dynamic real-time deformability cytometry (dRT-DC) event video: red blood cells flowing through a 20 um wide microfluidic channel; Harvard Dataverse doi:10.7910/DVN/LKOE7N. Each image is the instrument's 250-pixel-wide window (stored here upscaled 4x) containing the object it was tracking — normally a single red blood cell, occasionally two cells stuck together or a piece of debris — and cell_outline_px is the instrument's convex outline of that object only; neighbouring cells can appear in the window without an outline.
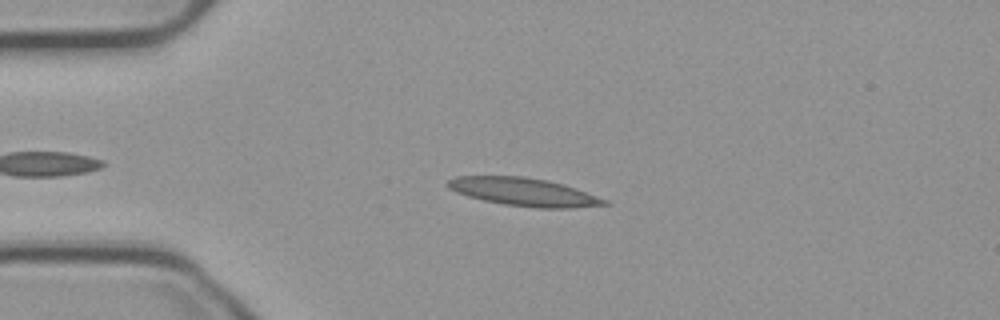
{"species": "common noctule bat (a hibernating species)", "species_latin": "Nyctalus noctula", "temperature_condition": "cold", "stored_images_in_passage": 43, "camera_frame_rate_fps": 3000, "um_per_image_px": 0.085, "animal": {"sex": "male", "body_mass_g": 23.1, "forearm_length_mm": 52.7}, "frame": {"image": 1, "passage_image": 6, "time_ms": 1.667, "image_size_px": [1000, 320], "cell_outline_px": [[612, 204], [568, 208], [536, 208], [504, 204], [484, 200], [468, 196], [456, 192], [448, 188], [444, 184], [448, 180], [456, 176], [524, 176], [548, 180], [564, 184], [576, 188], [608, 200]], "centroid_in_image_um": [44.52, 16.31], "position_along_channel_um": 40.5, "area_um2": 25.72}}
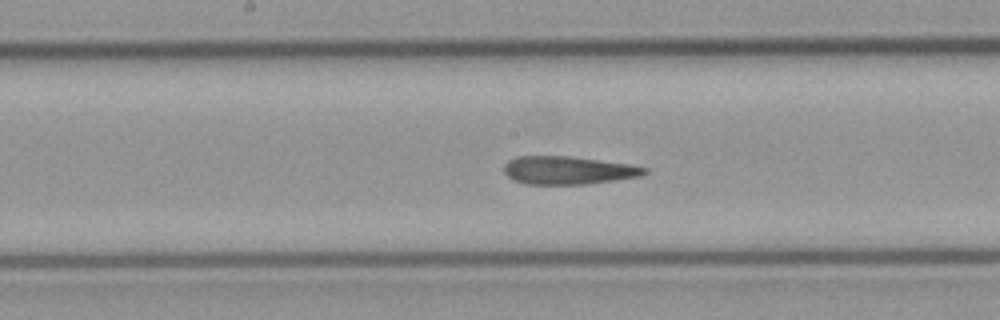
{"frame": {"image": 2, "passage_image": 21, "time_ms": 6.667, "image_size_px": [1000, 320], "cell_outline_px": [[648, 172], [640, 176], [584, 184], [524, 184], [512, 180], [504, 172], [504, 164], [508, 160], [516, 156], [568, 156], [628, 164], [648, 168]], "centroid_in_image_um": [48.23, 14.47], "position_along_channel_um": 200.0, "area_um2": 22.83}}
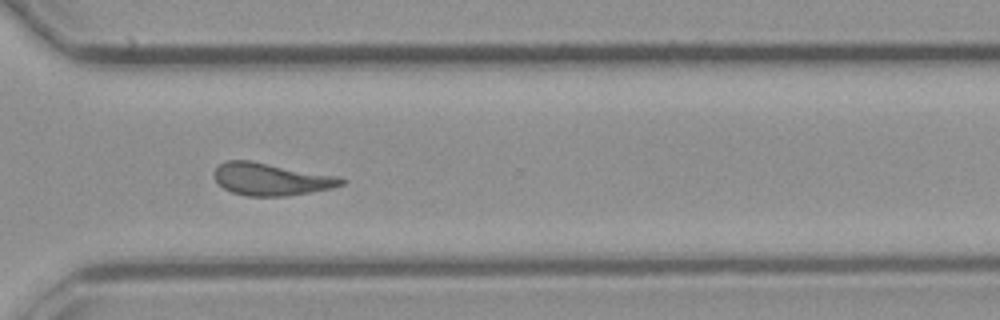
{"frame": {"image": 3, "passage_image": 33, "time_ms": 10.667, "image_size_px": [1000, 320], "cell_outline_px": [[348, 180], [344, 184], [332, 188], [288, 196], [248, 196], [232, 192], [224, 188], [212, 176], [212, 172], [220, 164], [228, 160], [248, 160], [340, 176]], "centroid_in_image_um": [23.07, 15.23], "position_along_channel_um": 347.5, "area_um2": 24.1}, "authors_computed_cell_mechanics": {"area_um2": 23.4668, "velocity_mm_per_s": 3.7052, "shape_relaxation_time_tau1_ms": 7.0583, "shape_relaxation_time_tau2_ms": 2.7132, "deformation_change_tau1": 0.206, "deformation_change_tau2": 0.1346}}